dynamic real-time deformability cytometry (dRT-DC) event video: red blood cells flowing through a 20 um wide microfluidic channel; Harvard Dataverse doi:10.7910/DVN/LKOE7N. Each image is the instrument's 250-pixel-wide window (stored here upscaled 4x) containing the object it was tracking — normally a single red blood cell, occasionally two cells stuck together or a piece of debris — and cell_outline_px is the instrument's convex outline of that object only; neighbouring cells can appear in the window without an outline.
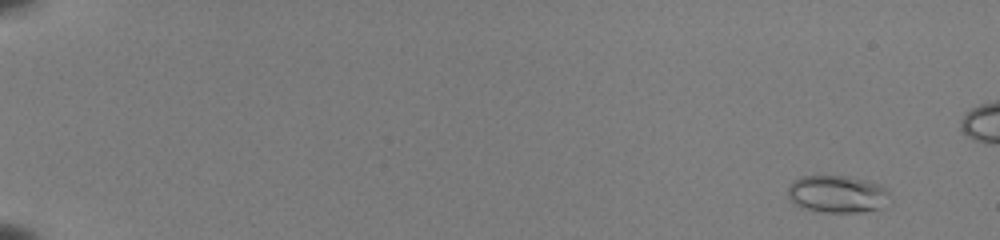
{"species": "common noctule bat (a hibernating species)", "species_latin": "Nyctalus noctula", "temperature_condition": "room temperature", "stored_images_in_passage": 48, "camera_frame_rate_fps": 3000, "um_per_image_px": 0.085, "animal": {"sex": "female", "body_mass_g": 22.0, "forearm_length_mm": 56.7}, "frame": {"image": 1, "passage_image": 1, "time_ms": 0.0, "image_size_px": [1000, 240], "cell_outline_px": [[888, 192], [876, 208], [860, 212], [820, 212], [792, 204], [788, 196], [788, 188], [792, 180], [800, 176], [848, 176], [864, 180], [876, 184], [884, 188]], "centroid_in_image_um": [71.0, 16.48], "position_along_channel_um": 14.0, "area_um2": 21.5}}
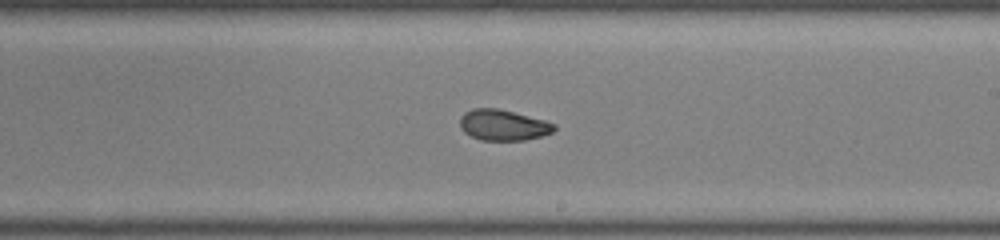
{"frame": {"image": 2, "passage_image": 32, "time_ms": 10.333, "image_size_px": [1000, 240], "cell_outline_px": [[556, 128], [552, 132], [540, 136], [524, 140], [480, 140], [464, 132], [460, 128], [460, 116], [464, 112], [472, 108], [496, 108], [544, 120], [556, 124]], "centroid_in_image_um": [42.73, 10.63], "position_along_channel_um": 246.3, "area_um2": 16.82}}
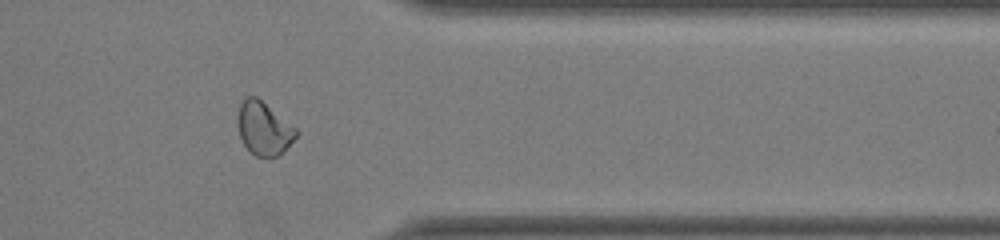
{"frame": {"image": 3, "passage_image": 43, "time_ms": 14.0, "image_size_px": [1000, 240], "cell_outline_px": [[296, 136], [284, 152], [268, 160], [256, 156], [244, 144], [240, 136], [236, 124], [236, 116], [240, 104], [248, 96], [256, 96], [296, 128]], "centroid_in_image_um": [22.39, 10.95], "position_along_channel_um": 389.0, "area_um2": 18.15}}